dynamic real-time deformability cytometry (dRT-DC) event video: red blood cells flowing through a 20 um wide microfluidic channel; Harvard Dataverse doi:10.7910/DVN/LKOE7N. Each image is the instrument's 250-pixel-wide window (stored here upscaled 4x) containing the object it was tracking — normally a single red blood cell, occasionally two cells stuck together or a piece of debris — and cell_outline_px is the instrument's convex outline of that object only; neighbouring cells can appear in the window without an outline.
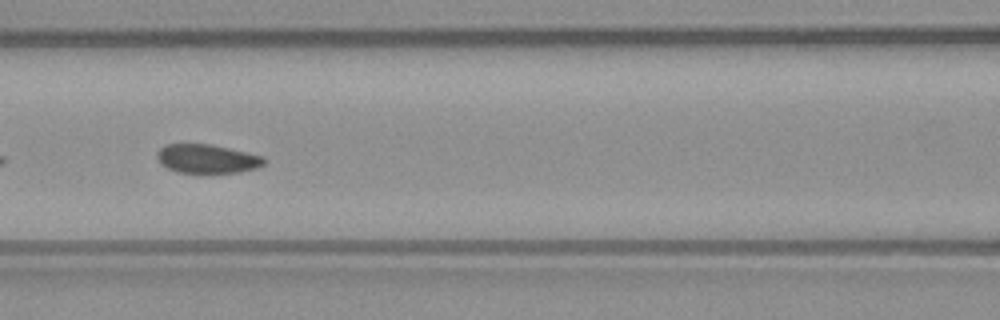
{"species": "common noctule bat (a hibernating species)", "species_latin": "Nyctalus noctula", "temperature_condition": "warm", "stored_images_in_passage": 39, "camera_frame_rate_fps": 3000, "um_per_image_px": 0.085, "animal": {"sex": "male", "body_mass_g": 23.1, "forearm_length_mm": 52.7}, "frame": {"image": 1, "passage_image": 12, "time_ms": 3.667, "image_size_px": [1000, 320], "cell_outline_px": [[268, 160], [264, 164], [256, 168], [240, 172], [200, 176], [176, 172], [160, 164], [156, 156], [156, 152], [160, 148], [168, 144], [212, 144], [264, 156]], "centroid_in_image_um": [17.61, 13.55], "position_along_channel_um": 149.0, "area_um2": 18.96}}